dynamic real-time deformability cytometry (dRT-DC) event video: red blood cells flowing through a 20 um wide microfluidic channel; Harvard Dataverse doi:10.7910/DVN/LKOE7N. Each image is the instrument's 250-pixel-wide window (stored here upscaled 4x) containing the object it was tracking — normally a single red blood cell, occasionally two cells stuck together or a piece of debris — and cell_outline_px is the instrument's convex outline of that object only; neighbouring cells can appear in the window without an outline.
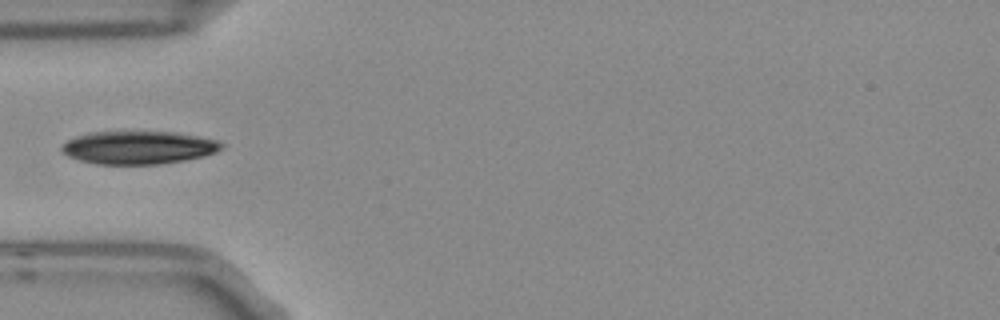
{"species": "Egyptian fruit bat (a non-hibernating species)", "species_latin": "Rousettus aegyptiacus", "temperature_condition": "room temperature", "stored_images_in_passage": 4, "camera_frame_rate_fps": 3000, "um_per_image_px": 0.085, "frame": {"image": 1, "passage_image": 4, "time_ms": 1.0, "image_size_px": [1000, 320], "cell_outline_px": [[224, 148], [216, 152], [204, 156], [184, 160], [160, 164], [96, 164], [80, 160], [68, 156], [60, 152], [60, 148], [68, 140], [76, 136], [88, 132], [172, 132], [196, 136], [216, 140], [224, 144]], "centroid_in_image_um": [11.75, 12.54], "position_along_channel_um": 73.2, "area_um2": 30.69}}